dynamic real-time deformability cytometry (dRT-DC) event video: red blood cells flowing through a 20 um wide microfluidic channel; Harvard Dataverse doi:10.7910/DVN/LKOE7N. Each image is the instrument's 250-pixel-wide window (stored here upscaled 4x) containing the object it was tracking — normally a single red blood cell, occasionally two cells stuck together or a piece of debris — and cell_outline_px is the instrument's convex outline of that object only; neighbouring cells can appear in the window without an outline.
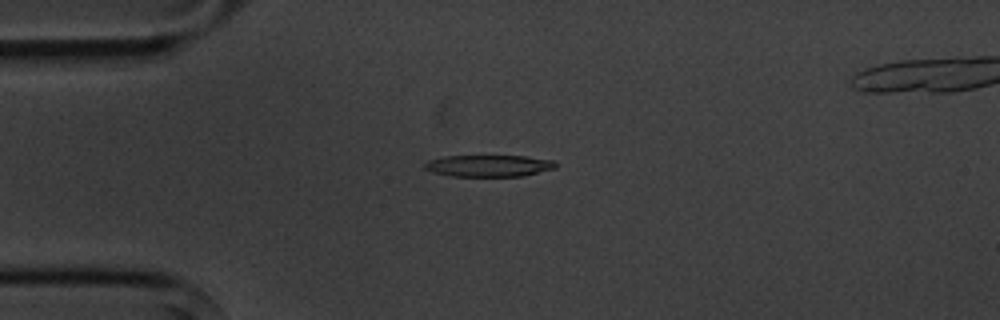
{"species": "common noctule bat (a hibernating species)", "species_latin": "Nyctalus noctula", "temperature_condition": "cold", "stored_images_in_passage": 10, "camera_frame_rate_fps": 3000, "um_per_image_px": 0.085, "animal": {"sex": "male", "body_mass_g": 20.1, "forearm_length_mm": 53.5}, "frame": {"image": 1, "passage_image": 4, "time_ms": 3.667, "image_size_px": [1000, 320], "cell_outline_px": [[556, 168], [524, 176], [452, 176], [432, 172], [424, 168], [424, 164], [428, 160], [444, 156], [524, 156], [556, 160]], "centroid_in_image_um": [41.57, 14.09], "position_along_channel_um": 43.4, "area_um2": 16.65}}
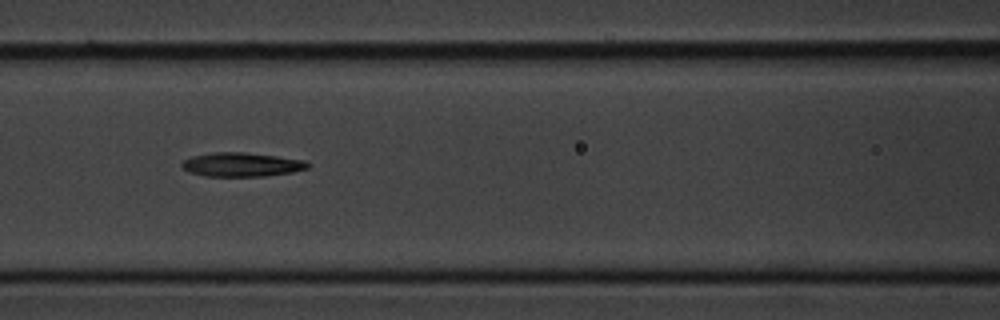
{"frame": {"image": 2, "passage_image": 7, "time_ms": 7.0, "image_size_px": [1000, 320], "cell_outline_px": [[308, 168], [292, 172], [264, 176], [204, 176], [188, 172], [180, 164], [184, 160], [192, 156], [212, 152], [244, 152], [276, 156], [304, 160], [308, 164]], "centroid_in_image_um": [20.5, 13.99], "position_along_channel_um": 146.1, "area_um2": 17.51}}
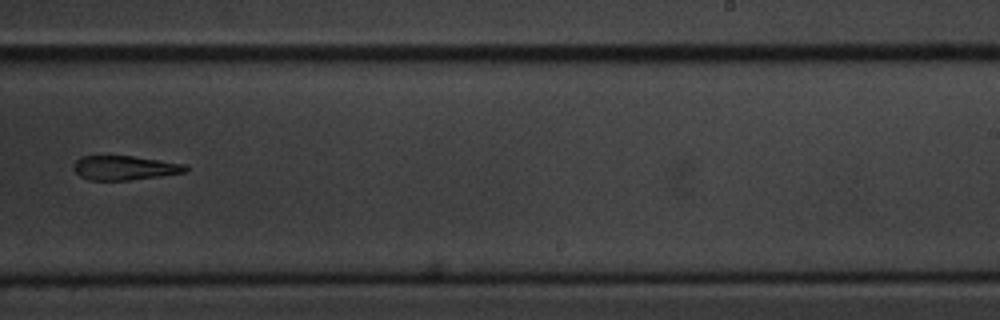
{"frame": {"image": 3, "passage_image": 10, "time_ms": 10.667, "image_size_px": [1000, 320], "cell_outline_px": [[188, 168], [184, 172], [160, 176], [128, 180], [88, 180], [80, 176], [72, 168], [72, 164], [80, 156], [132, 156], [184, 164]], "centroid_in_image_um": [10.52, 14.27], "position_along_channel_um": 278.5, "area_um2": 15.72}}